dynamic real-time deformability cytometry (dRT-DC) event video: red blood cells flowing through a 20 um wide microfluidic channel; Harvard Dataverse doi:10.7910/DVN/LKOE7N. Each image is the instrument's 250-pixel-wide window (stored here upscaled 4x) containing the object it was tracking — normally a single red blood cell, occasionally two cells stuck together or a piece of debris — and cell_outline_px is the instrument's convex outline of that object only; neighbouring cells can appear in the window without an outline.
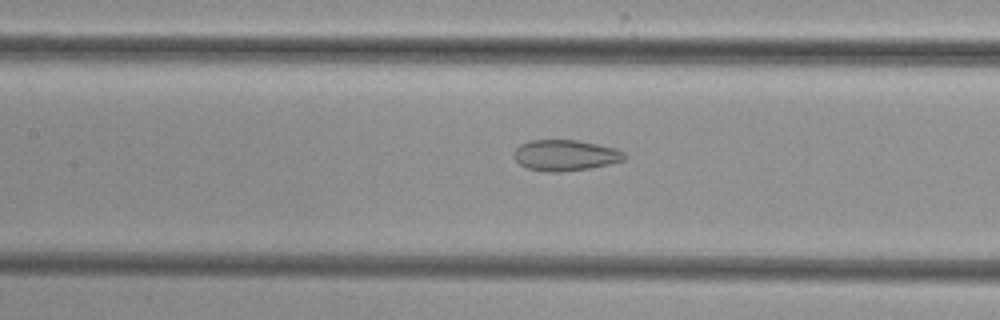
{"species": "common noctule bat (a hibernating species)", "species_latin": "Nyctalus noctula", "temperature_condition": "cold", "stored_images_in_passage": 51, "camera_frame_rate_fps": 3000, "um_per_image_px": 0.085, "animal": {"sex": "female", "body_mass_g": 29.2, "forearm_length_mm": 56.3}, "frame": {"image": 1, "passage_image": 23, "time_ms": 7.333, "image_size_px": [1000, 320], "cell_outline_px": [[624, 160], [592, 168], [560, 172], [548, 172], [528, 168], [520, 164], [512, 156], [516, 148], [520, 144], [528, 140], [576, 140], [616, 148], [624, 152]], "centroid_in_image_um": [48.02, 13.2], "position_along_channel_um": 159.4, "area_um2": 19.88}}
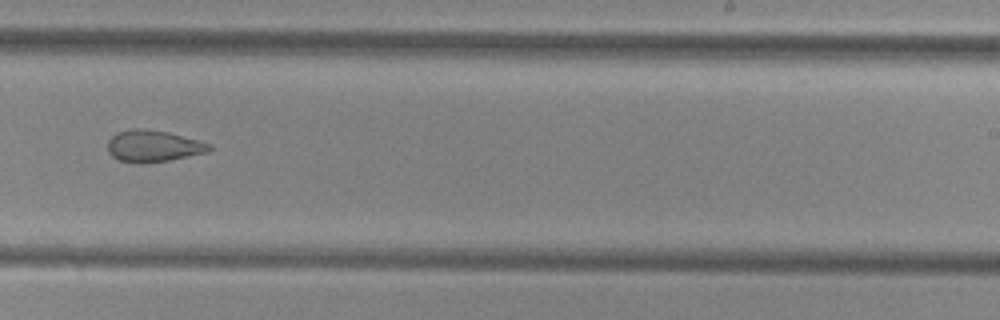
{"frame": {"image": 2, "passage_image": 32, "time_ms": 10.333, "image_size_px": [1000, 320], "cell_outline_px": [[212, 148], [208, 152], [168, 160], [140, 164], [120, 160], [112, 156], [108, 152], [108, 140], [116, 132], [132, 128], [144, 128], [168, 132], [212, 144]], "centroid_in_image_um": [13.01, 12.4], "position_along_channel_um": 276.0, "area_um2": 18.79}}
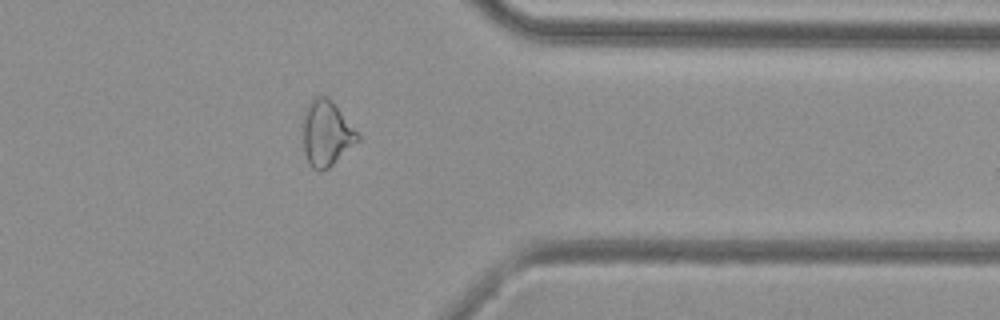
{"frame": {"image": 3, "passage_image": 41, "time_ms": 13.333, "image_size_px": [1000, 320], "cell_outline_px": [[360, 140], [328, 168], [320, 172], [312, 168], [308, 164], [304, 152], [304, 112], [308, 104], [316, 96], [328, 96], [332, 100], [360, 136]], "centroid_in_image_um": [27.75, 11.35], "position_along_channel_um": 383.7, "area_um2": 20.69}}